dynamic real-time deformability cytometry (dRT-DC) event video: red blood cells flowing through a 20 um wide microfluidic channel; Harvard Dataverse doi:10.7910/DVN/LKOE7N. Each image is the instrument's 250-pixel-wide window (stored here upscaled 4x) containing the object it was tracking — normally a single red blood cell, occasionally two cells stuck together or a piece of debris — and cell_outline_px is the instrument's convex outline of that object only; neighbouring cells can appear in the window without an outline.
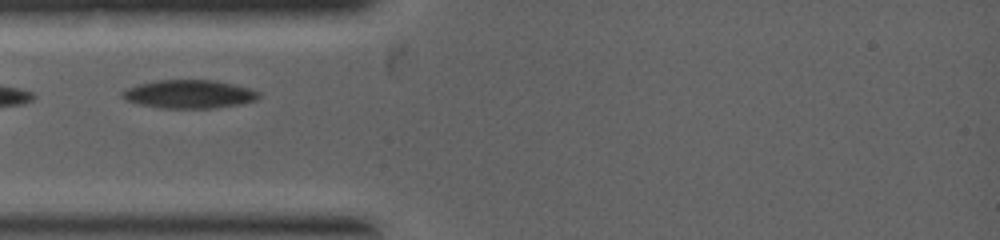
{"species": "common noctule bat (a hibernating species)", "species_latin": "Nyctalus noctula", "temperature_condition": "warm", "stored_images_in_passage": 2, "camera_frame_rate_fps": 5000, "um_per_image_px": 0.085, "animal": {"sex": "female", "body_mass_g": 19.0, "forearm_length_mm": 53.3}, "frame": {"image": 1, "passage_image": 1, "time_ms": 0.0, "image_size_px": [1000, 240], "cell_outline_px": [[260, 96], [256, 100], [240, 104], [216, 108], [160, 108], [140, 104], [124, 100], [120, 96], [120, 92], [136, 84], [156, 80], [216, 80], [248, 88], [260, 92]], "centroid_in_image_um": [16.04, 8.0], "position_along_channel_um": 69.0, "area_um2": 22.72}}